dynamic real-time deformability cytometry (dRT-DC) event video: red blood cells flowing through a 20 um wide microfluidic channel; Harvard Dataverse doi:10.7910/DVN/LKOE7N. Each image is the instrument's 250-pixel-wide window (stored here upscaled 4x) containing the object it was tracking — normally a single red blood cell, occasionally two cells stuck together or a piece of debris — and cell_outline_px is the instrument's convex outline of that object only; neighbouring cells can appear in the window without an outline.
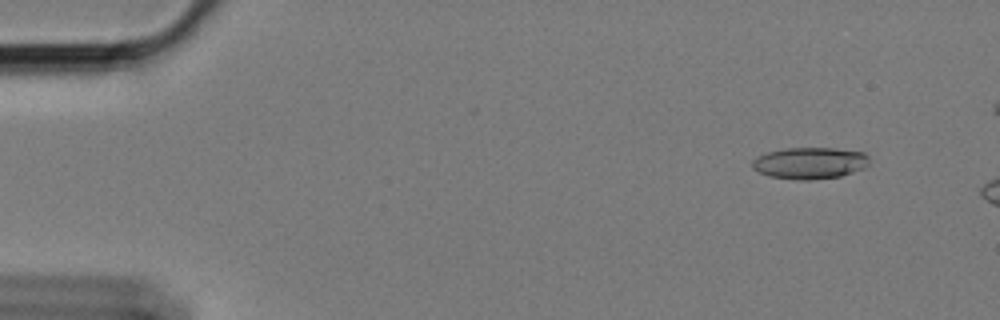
{"species": "Egyptian fruit bat (a non-hibernating species)", "species_latin": "Rousettus aegyptiacus", "temperature_condition": "cold", "stored_images_in_passage": 13, "camera_frame_rate_fps": 3000, "um_per_image_px": 0.085, "animal": {"sex": "female"}, "frame": {"image": 1, "passage_image": 6, "time_ms": 1.667, "image_size_px": [1000, 320], "cell_outline_px": [[868, 164], [864, 168], [840, 176], [812, 180], [796, 180], [768, 176], [752, 168], [752, 160], [768, 152], [784, 148], [836, 148], [864, 152], [868, 156]], "centroid_in_image_um": [68.84, 13.86], "position_along_channel_um": 16.2, "area_um2": 21.56}}